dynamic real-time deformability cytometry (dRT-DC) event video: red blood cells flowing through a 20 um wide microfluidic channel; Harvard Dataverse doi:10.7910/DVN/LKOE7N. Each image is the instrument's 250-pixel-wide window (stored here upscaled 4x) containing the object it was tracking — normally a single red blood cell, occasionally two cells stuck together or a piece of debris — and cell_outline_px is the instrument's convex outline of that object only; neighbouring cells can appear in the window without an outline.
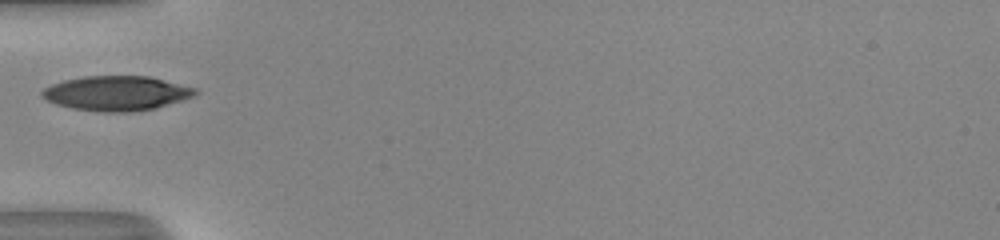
{"species": "human", "species_latin": "Homo sapiens", "temperature_condition": "room temperature", "stored_images_in_passage": 28, "camera_frame_rate_fps": 3000, "um_per_image_px": 0.085, "donor": {"sex": "male"}, "frame": {"image": 1, "passage_image": 1, "time_ms": 0.0, "image_size_px": [1000, 240], "cell_outline_px": [[200, 92], [196, 96], [156, 108], [128, 112], [104, 112], [76, 108], [56, 104], [40, 96], [40, 92], [44, 88], [52, 84], [64, 80], [84, 76], [148, 76], [196, 88]], "centroid_in_image_um": [9.93, 7.92], "position_along_channel_um": 75.1, "area_um2": 30.87}}
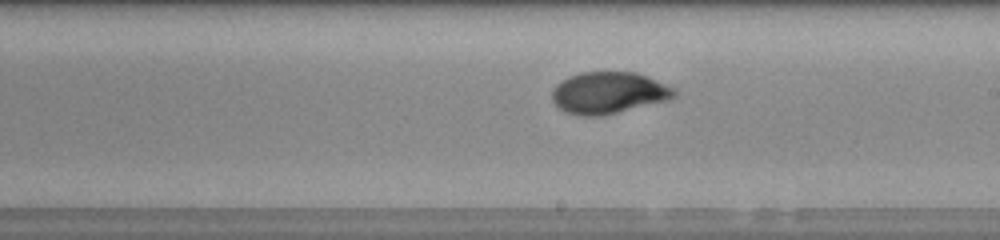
{"frame": {"image": 2, "passage_image": 13, "time_ms": 4.0, "image_size_px": [1000, 240], "cell_outline_px": [[676, 96], [668, 100], [600, 116], [584, 116], [568, 112], [560, 108], [552, 100], [552, 88], [556, 84], [568, 76], [580, 72], [636, 72], [648, 76], [676, 88]], "centroid_in_image_um": [51.74, 7.87], "position_along_channel_um": 237.3, "area_um2": 29.71}}
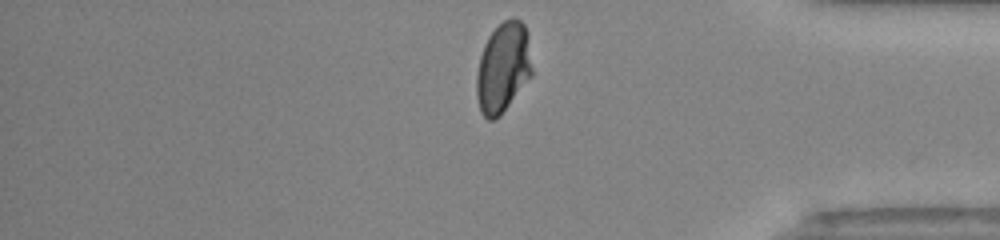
{"frame": {"image": 3, "passage_image": 26, "time_ms": 8.333, "image_size_px": [1000, 240], "cell_outline_px": [[532, 76], [500, 116], [492, 120], [488, 120], [480, 112], [476, 96], [476, 76], [480, 56], [484, 44], [488, 36], [504, 20], [512, 16], [520, 20], [524, 24], [528, 36], [532, 68]], "centroid_in_image_um": [42.76, 5.76], "position_along_channel_um": 392.4, "area_um2": 29.36}}